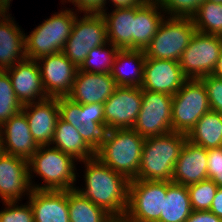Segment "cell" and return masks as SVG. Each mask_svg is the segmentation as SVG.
<instances>
[{"mask_svg":"<svg viewBox=\"0 0 222 222\" xmlns=\"http://www.w3.org/2000/svg\"><path fill=\"white\" fill-rule=\"evenodd\" d=\"M85 162L86 189H76L77 192L121 222L128 207L130 180L104 165L97 157Z\"/></svg>","mask_w":222,"mask_h":222,"instance_id":"obj_1","label":"cell"},{"mask_svg":"<svg viewBox=\"0 0 222 222\" xmlns=\"http://www.w3.org/2000/svg\"><path fill=\"white\" fill-rule=\"evenodd\" d=\"M186 139L185 134L174 131L145 138L135 179L172 181L175 163Z\"/></svg>","mask_w":222,"mask_h":222,"instance_id":"obj_2","label":"cell"},{"mask_svg":"<svg viewBox=\"0 0 222 222\" xmlns=\"http://www.w3.org/2000/svg\"><path fill=\"white\" fill-rule=\"evenodd\" d=\"M144 141L145 138L133 128L111 129L95 157L115 172L132 180L137 177Z\"/></svg>","mask_w":222,"mask_h":222,"instance_id":"obj_3","label":"cell"},{"mask_svg":"<svg viewBox=\"0 0 222 222\" xmlns=\"http://www.w3.org/2000/svg\"><path fill=\"white\" fill-rule=\"evenodd\" d=\"M38 147L36 152L28 159L29 179L30 171H34L43 178L46 185L33 186L34 190H72L75 181L74 158L56 147ZM43 150V151H42ZM32 166V167H31ZM32 169V170H31Z\"/></svg>","mask_w":222,"mask_h":222,"instance_id":"obj_4","label":"cell"},{"mask_svg":"<svg viewBox=\"0 0 222 222\" xmlns=\"http://www.w3.org/2000/svg\"><path fill=\"white\" fill-rule=\"evenodd\" d=\"M76 16L71 10L60 11L25 35L26 56L32 60L62 52L73 29Z\"/></svg>","mask_w":222,"mask_h":222,"instance_id":"obj_5","label":"cell"},{"mask_svg":"<svg viewBox=\"0 0 222 222\" xmlns=\"http://www.w3.org/2000/svg\"><path fill=\"white\" fill-rule=\"evenodd\" d=\"M167 193V181L132 179L128 207L121 222H159Z\"/></svg>","mask_w":222,"mask_h":222,"instance_id":"obj_6","label":"cell"},{"mask_svg":"<svg viewBox=\"0 0 222 222\" xmlns=\"http://www.w3.org/2000/svg\"><path fill=\"white\" fill-rule=\"evenodd\" d=\"M162 21L157 33L145 48L146 59L179 61L196 32L192 18L170 17Z\"/></svg>","mask_w":222,"mask_h":222,"instance_id":"obj_7","label":"cell"},{"mask_svg":"<svg viewBox=\"0 0 222 222\" xmlns=\"http://www.w3.org/2000/svg\"><path fill=\"white\" fill-rule=\"evenodd\" d=\"M210 106L200 79H188L172 98V131L187 135Z\"/></svg>","mask_w":222,"mask_h":222,"instance_id":"obj_8","label":"cell"},{"mask_svg":"<svg viewBox=\"0 0 222 222\" xmlns=\"http://www.w3.org/2000/svg\"><path fill=\"white\" fill-rule=\"evenodd\" d=\"M78 21L77 17L62 53L78 68L88 53L95 47L109 43L106 21L101 13H86Z\"/></svg>","mask_w":222,"mask_h":222,"instance_id":"obj_9","label":"cell"},{"mask_svg":"<svg viewBox=\"0 0 222 222\" xmlns=\"http://www.w3.org/2000/svg\"><path fill=\"white\" fill-rule=\"evenodd\" d=\"M222 49V36L195 32L179 59V65L188 79L211 75Z\"/></svg>","mask_w":222,"mask_h":222,"instance_id":"obj_10","label":"cell"},{"mask_svg":"<svg viewBox=\"0 0 222 222\" xmlns=\"http://www.w3.org/2000/svg\"><path fill=\"white\" fill-rule=\"evenodd\" d=\"M172 98L165 93L142 90L141 109L133 129L144 138L172 132Z\"/></svg>","mask_w":222,"mask_h":222,"instance_id":"obj_11","label":"cell"},{"mask_svg":"<svg viewBox=\"0 0 222 222\" xmlns=\"http://www.w3.org/2000/svg\"><path fill=\"white\" fill-rule=\"evenodd\" d=\"M142 88L117 86L103 103L105 123L110 129L133 128L141 109Z\"/></svg>","mask_w":222,"mask_h":222,"instance_id":"obj_12","label":"cell"},{"mask_svg":"<svg viewBox=\"0 0 222 222\" xmlns=\"http://www.w3.org/2000/svg\"><path fill=\"white\" fill-rule=\"evenodd\" d=\"M40 60H44L43 67L39 64L38 67L48 97H67L79 68L70 62L62 52L41 57L37 61Z\"/></svg>","mask_w":222,"mask_h":222,"instance_id":"obj_13","label":"cell"},{"mask_svg":"<svg viewBox=\"0 0 222 222\" xmlns=\"http://www.w3.org/2000/svg\"><path fill=\"white\" fill-rule=\"evenodd\" d=\"M187 80L178 61L146 59L141 88L173 96Z\"/></svg>","mask_w":222,"mask_h":222,"instance_id":"obj_14","label":"cell"},{"mask_svg":"<svg viewBox=\"0 0 222 222\" xmlns=\"http://www.w3.org/2000/svg\"><path fill=\"white\" fill-rule=\"evenodd\" d=\"M28 160L3 153L0 156V197L4 202H18L22 194L32 190Z\"/></svg>","mask_w":222,"mask_h":222,"instance_id":"obj_15","label":"cell"},{"mask_svg":"<svg viewBox=\"0 0 222 222\" xmlns=\"http://www.w3.org/2000/svg\"><path fill=\"white\" fill-rule=\"evenodd\" d=\"M37 60L25 58L12 68L5 70L11 80L13 91L21 105L33 103L36 96L39 101L49 98L42 84Z\"/></svg>","mask_w":222,"mask_h":222,"instance_id":"obj_16","label":"cell"},{"mask_svg":"<svg viewBox=\"0 0 222 222\" xmlns=\"http://www.w3.org/2000/svg\"><path fill=\"white\" fill-rule=\"evenodd\" d=\"M38 103V104H37ZM31 109L30 112L28 110ZM31 135L38 146L52 142L57 120L59 118L58 98H46L42 101L22 106Z\"/></svg>","mask_w":222,"mask_h":222,"instance_id":"obj_17","label":"cell"},{"mask_svg":"<svg viewBox=\"0 0 222 222\" xmlns=\"http://www.w3.org/2000/svg\"><path fill=\"white\" fill-rule=\"evenodd\" d=\"M116 87L111 74L90 73L78 69L67 97L80 104H103L114 93Z\"/></svg>","mask_w":222,"mask_h":222,"instance_id":"obj_18","label":"cell"},{"mask_svg":"<svg viewBox=\"0 0 222 222\" xmlns=\"http://www.w3.org/2000/svg\"><path fill=\"white\" fill-rule=\"evenodd\" d=\"M207 150L185 141L173 171L172 182L188 186L208 179Z\"/></svg>","mask_w":222,"mask_h":222,"instance_id":"obj_19","label":"cell"},{"mask_svg":"<svg viewBox=\"0 0 222 222\" xmlns=\"http://www.w3.org/2000/svg\"><path fill=\"white\" fill-rule=\"evenodd\" d=\"M0 131L2 136H5L2 137L3 151L8 155L28 160L39 147L31 135L26 116L22 110L10 117L0 127Z\"/></svg>","mask_w":222,"mask_h":222,"instance_id":"obj_20","label":"cell"},{"mask_svg":"<svg viewBox=\"0 0 222 222\" xmlns=\"http://www.w3.org/2000/svg\"><path fill=\"white\" fill-rule=\"evenodd\" d=\"M34 222H70L68 190H34L29 192Z\"/></svg>","mask_w":222,"mask_h":222,"instance_id":"obj_21","label":"cell"},{"mask_svg":"<svg viewBox=\"0 0 222 222\" xmlns=\"http://www.w3.org/2000/svg\"><path fill=\"white\" fill-rule=\"evenodd\" d=\"M101 14L106 21L108 42L120 50L134 49L135 6L116 8L109 15L104 9Z\"/></svg>","mask_w":222,"mask_h":222,"instance_id":"obj_22","label":"cell"},{"mask_svg":"<svg viewBox=\"0 0 222 222\" xmlns=\"http://www.w3.org/2000/svg\"><path fill=\"white\" fill-rule=\"evenodd\" d=\"M1 17L4 18L0 20V71H5L12 68L15 62H20L27 56L25 35L14 24L13 20L11 21V18H8V15L7 17L6 14L0 15V19Z\"/></svg>","mask_w":222,"mask_h":222,"instance_id":"obj_23","label":"cell"},{"mask_svg":"<svg viewBox=\"0 0 222 222\" xmlns=\"http://www.w3.org/2000/svg\"><path fill=\"white\" fill-rule=\"evenodd\" d=\"M157 0H146L135 6L134 18V49L145 50L157 33L158 27L164 20L158 12Z\"/></svg>","mask_w":222,"mask_h":222,"instance_id":"obj_24","label":"cell"},{"mask_svg":"<svg viewBox=\"0 0 222 222\" xmlns=\"http://www.w3.org/2000/svg\"><path fill=\"white\" fill-rule=\"evenodd\" d=\"M52 143L56 144L54 147L57 149L82 162L96 156V152L84 141L78 130L60 117L56 123Z\"/></svg>","mask_w":222,"mask_h":222,"instance_id":"obj_25","label":"cell"},{"mask_svg":"<svg viewBox=\"0 0 222 222\" xmlns=\"http://www.w3.org/2000/svg\"><path fill=\"white\" fill-rule=\"evenodd\" d=\"M187 140L206 150L222 147V115L210 110L186 135Z\"/></svg>","mask_w":222,"mask_h":222,"instance_id":"obj_26","label":"cell"},{"mask_svg":"<svg viewBox=\"0 0 222 222\" xmlns=\"http://www.w3.org/2000/svg\"><path fill=\"white\" fill-rule=\"evenodd\" d=\"M192 211L187 186L167 181V193L159 222H185Z\"/></svg>","mask_w":222,"mask_h":222,"instance_id":"obj_27","label":"cell"},{"mask_svg":"<svg viewBox=\"0 0 222 222\" xmlns=\"http://www.w3.org/2000/svg\"><path fill=\"white\" fill-rule=\"evenodd\" d=\"M146 61V55L144 50H135V49H127V50H119L111 71V76L115 81L117 86H125V87H141L143 82V74H144V64ZM134 63L136 66L131 73L129 71L124 72L120 69L118 70L119 65L122 63ZM118 65V66H117ZM125 65V64H122ZM123 68V67H122ZM125 69V68H124Z\"/></svg>","mask_w":222,"mask_h":222,"instance_id":"obj_28","label":"cell"},{"mask_svg":"<svg viewBox=\"0 0 222 222\" xmlns=\"http://www.w3.org/2000/svg\"><path fill=\"white\" fill-rule=\"evenodd\" d=\"M68 209L70 222H118L112 215L76 189L68 190Z\"/></svg>","mask_w":222,"mask_h":222,"instance_id":"obj_29","label":"cell"},{"mask_svg":"<svg viewBox=\"0 0 222 222\" xmlns=\"http://www.w3.org/2000/svg\"><path fill=\"white\" fill-rule=\"evenodd\" d=\"M191 18L197 32L222 36V4L206 0Z\"/></svg>","mask_w":222,"mask_h":222,"instance_id":"obj_30","label":"cell"},{"mask_svg":"<svg viewBox=\"0 0 222 222\" xmlns=\"http://www.w3.org/2000/svg\"><path fill=\"white\" fill-rule=\"evenodd\" d=\"M105 45L103 44L90 50L79 70L90 73L111 74L115 57L120 49L113 44H108L112 45L110 46L112 49L106 51ZM98 61L100 62L99 65H97Z\"/></svg>","mask_w":222,"mask_h":222,"instance_id":"obj_31","label":"cell"},{"mask_svg":"<svg viewBox=\"0 0 222 222\" xmlns=\"http://www.w3.org/2000/svg\"><path fill=\"white\" fill-rule=\"evenodd\" d=\"M22 110L21 103L13 91L10 77L6 71H0V127L13 115Z\"/></svg>","mask_w":222,"mask_h":222,"instance_id":"obj_32","label":"cell"},{"mask_svg":"<svg viewBox=\"0 0 222 222\" xmlns=\"http://www.w3.org/2000/svg\"><path fill=\"white\" fill-rule=\"evenodd\" d=\"M193 211L210 210L218 186L210 179L187 186Z\"/></svg>","mask_w":222,"mask_h":222,"instance_id":"obj_33","label":"cell"},{"mask_svg":"<svg viewBox=\"0 0 222 222\" xmlns=\"http://www.w3.org/2000/svg\"><path fill=\"white\" fill-rule=\"evenodd\" d=\"M160 8L172 17H193L206 0H157ZM167 9V10H166Z\"/></svg>","mask_w":222,"mask_h":222,"instance_id":"obj_34","label":"cell"},{"mask_svg":"<svg viewBox=\"0 0 222 222\" xmlns=\"http://www.w3.org/2000/svg\"><path fill=\"white\" fill-rule=\"evenodd\" d=\"M77 130L84 141L96 152L106 142L111 129L106 123H100L86 127L82 124Z\"/></svg>","mask_w":222,"mask_h":222,"instance_id":"obj_35","label":"cell"},{"mask_svg":"<svg viewBox=\"0 0 222 222\" xmlns=\"http://www.w3.org/2000/svg\"><path fill=\"white\" fill-rule=\"evenodd\" d=\"M200 80L207 90L210 109L222 115V79L211 74Z\"/></svg>","mask_w":222,"mask_h":222,"instance_id":"obj_36","label":"cell"},{"mask_svg":"<svg viewBox=\"0 0 222 222\" xmlns=\"http://www.w3.org/2000/svg\"><path fill=\"white\" fill-rule=\"evenodd\" d=\"M8 208L0 211V222H34V215L31 205L16 206L13 202H4ZM15 204V205H14Z\"/></svg>","mask_w":222,"mask_h":222,"instance_id":"obj_37","label":"cell"},{"mask_svg":"<svg viewBox=\"0 0 222 222\" xmlns=\"http://www.w3.org/2000/svg\"><path fill=\"white\" fill-rule=\"evenodd\" d=\"M59 117L70 123L73 127L78 129L81 123L80 117V103L74 102L69 97L58 98Z\"/></svg>","mask_w":222,"mask_h":222,"instance_id":"obj_38","label":"cell"},{"mask_svg":"<svg viewBox=\"0 0 222 222\" xmlns=\"http://www.w3.org/2000/svg\"><path fill=\"white\" fill-rule=\"evenodd\" d=\"M208 179L212 180L218 187H222V147L208 149Z\"/></svg>","mask_w":222,"mask_h":222,"instance_id":"obj_39","label":"cell"},{"mask_svg":"<svg viewBox=\"0 0 222 222\" xmlns=\"http://www.w3.org/2000/svg\"><path fill=\"white\" fill-rule=\"evenodd\" d=\"M81 123L84 126L105 123L104 105L100 103L80 104Z\"/></svg>","mask_w":222,"mask_h":222,"instance_id":"obj_40","label":"cell"},{"mask_svg":"<svg viewBox=\"0 0 222 222\" xmlns=\"http://www.w3.org/2000/svg\"><path fill=\"white\" fill-rule=\"evenodd\" d=\"M86 13H102L106 0H68Z\"/></svg>","mask_w":222,"mask_h":222,"instance_id":"obj_41","label":"cell"},{"mask_svg":"<svg viewBox=\"0 0 222 222\" xmlns=\"http://www.w3.org/2000/svg\"><path fill=\"white\" fill-rule=\"evenodd\" d=\"M185 222H222V219L218 218L210 210L192 211Z\"/></svg>","mask_w":222,"mask_h":222,"instance_id":"obj_42","label":"cell"},{"mask_svg":"<svg viewBox=\"0 0 222 222\" xmlns=\"http://www.w3.org/2000/svg\"><path fill=\"white\" fill-rule=\"evenodd\" d=\"M210 211L222 219V187H218Z\"/></svg>","mask_w":222,"mask_h":222,"instance_id":"obj_43","label":"cell"},{"mask_svg":"<svg viewBox=\"0 0 222 222\" xmlns=\"http://www.w3.org/2000/svg\"><path fill=\"white\" fill-rule=\"evenodd\" d=\"M146 0H112L116 8H126L141 5Z\"/></svg>","mask_w":222,"mask_h":222,"instance_id":"obj_44","label":"cell"},{"mask_svg":"<svg viewBox=\"0 0 222 222\" xmlns=\"http://www.w3.org/2000/svg\"><path fill=\"white\" fill-rule=\"evenodd\" d=\"M212 75L222 79V49Z\"/></svg>","mask_w":222,"mask_h":222,"instance_id":"obj_45","label":"cell"},{"mask_svg":"<svg viewBox=\"0 0 222 222\" xmlns=\"http://www.w3.org/2000/svg\"><path fill=\"white\" fill-rule=\"evenodd\" d=\"M11 0H0V15H5L9 9Z\"/></svg>","mask_w":222,"mask_h":222,"instance_id":"obj_46","label":"cell"},{"mask_svg":"<svg viewBox=\"0 0 222 222\" xmlns=\"http://www.w3.org/2000/svg\"><path fill=\"white\" fill-rule=\"evenodd\" d=\"M2 134H1V131H0V156L4 153L3 151V143H2Z\"/></svg>","mask_w":222,"mask_h":222,"instance_id":"obj_47","label":"cell"},{"mask_svg":"<svg viewBox=\"0 0 222 222\" xmlns=\"http://www.w3.org/2000/svg\"><path fill=\"white\" fill-rule=\"evenodd\" d=\"M211 2H215V3H218V4H222V0H209Z\"/></svg>","mask_w":222,"mask_h":222,"instance_id":"obj_48","label":"cell"}]
</instances>
